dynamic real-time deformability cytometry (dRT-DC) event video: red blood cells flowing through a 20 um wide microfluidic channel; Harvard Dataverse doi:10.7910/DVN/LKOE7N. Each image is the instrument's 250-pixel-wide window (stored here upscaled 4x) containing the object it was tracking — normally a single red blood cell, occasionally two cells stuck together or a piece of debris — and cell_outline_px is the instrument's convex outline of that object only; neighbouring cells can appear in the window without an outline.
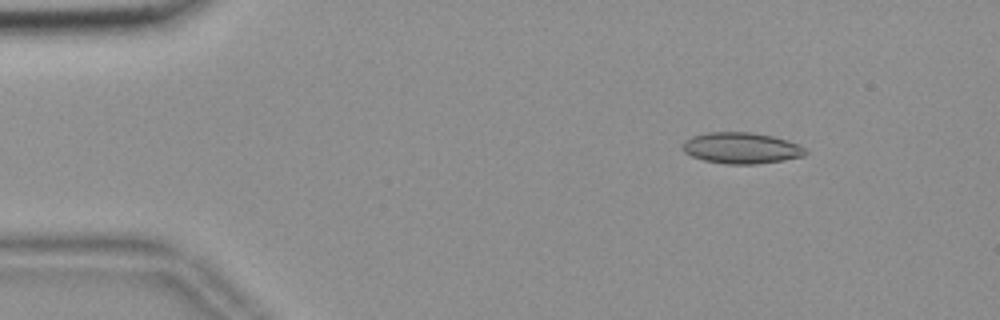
{"species": "common noctule bat (a hibernating species)", "species_latin": "Nyctalus noctula", "temperature_condition": "room temperature", "stored_images_in_passage": 55, "camera_frame_rate_fps": 3000, "um_per_image_px": 0.085, "animal": {"sex": "female", "body_mass_g": 18.4}, "frame": {"image": 1, "passage_image": 7, "time_ms": 2.0, "image_size_px": [1000, 320], "cell_outline_px": [[808, 152], [804, 156], [784, 160], [756, 164], [724, 164], [704, 160], [692, 156], [684, 152], [684, 144], [692, 136], [708, 132], [752, 132], [772, 136], [788, 140], [804, 148]], "centroid_in_image_um": [63.04, 12.59], "position_along_channel_um": 22.0, "area_um2": 22.14}}
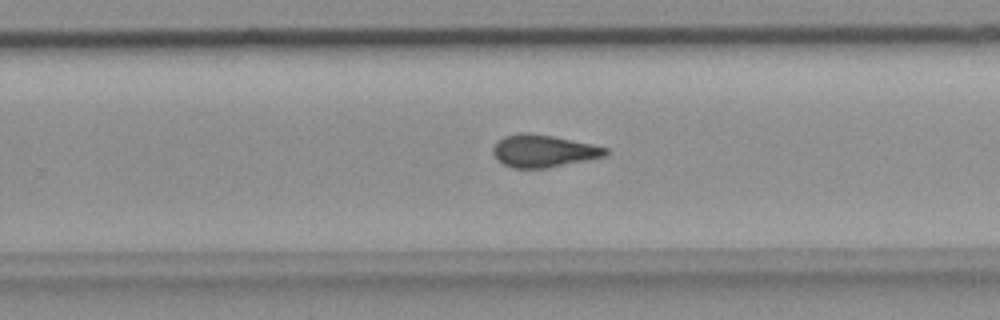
{"frame": {"image": 2, "passage_image": 35, "time_ms": 11.333, "image_size_px": [1000, 320], "cell_outline_px": [[608, 152], [604, 156], [548, 168], [512, 168], [496, 160], [492, 152], [492, 148], [496, 140], [504, 136], [520, 132], [532, 132], [552, 136], [608, 148]], "centroid_in_image_um": [46.1, 12.82], "position_along_channel_um": 283.7, "area_um2": 21.27}}
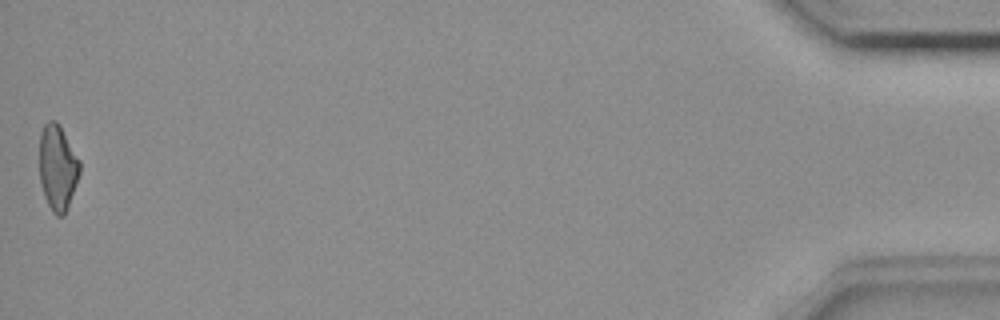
{"frame": {"image": 3, "passage_image": 55, "time_ms": 18.0, "image_size_px": [1000, 320], "cell_outline_px": [[80, 172], [64, 216], [56, 216], [52, 212], [44, 196], [40, 180], [40, 132], [44, 124], [48, 120], [56, 120], [60, 124], [80, 160]], "centroid_in_image_um": [4.89, 14.2], "position_along_channel_um": 430.3, "area_um2": 20.11}, "authors_computed_cell_mechanics": {"area_um2": 21.097, "velocity_mm_per_s": 3.6501, "shape_relaxation_time_tau1_ms": null, "shape_relaxation_time_tau2_ms": 2.5734, "deformation_change_tau1": null, "deformation_change_tau2": 0.0887}}